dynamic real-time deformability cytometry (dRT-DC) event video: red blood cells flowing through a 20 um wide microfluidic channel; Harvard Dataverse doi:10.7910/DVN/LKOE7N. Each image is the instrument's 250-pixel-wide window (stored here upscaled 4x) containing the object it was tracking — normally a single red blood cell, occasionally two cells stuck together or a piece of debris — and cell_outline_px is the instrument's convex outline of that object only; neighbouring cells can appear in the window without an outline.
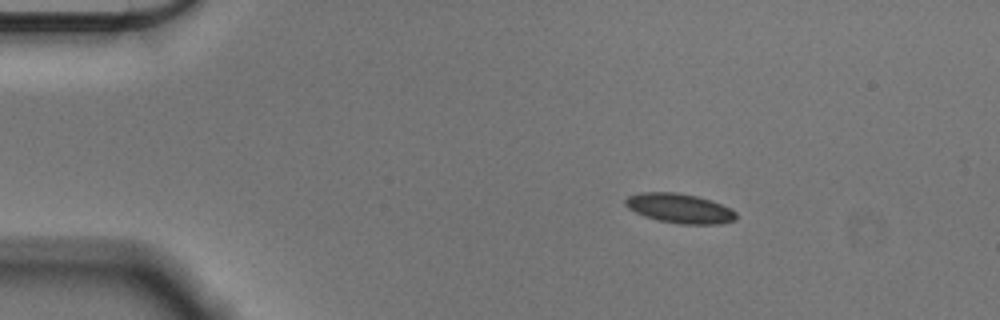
{"species": "Egyptian fruit bat (a non-hibernating species)", "species_latin": "Rousettus aegyptiacus", "temperature_condition": "cold", "stored_images_in_passage": 48, "camera_frame_rate_fps": 3000, "um_per_image_px": 0.085, "animal": {"sex": "male"}, "frame": {"image": 1, "passage_image": 1, "time_ms": 0.0, "image_size_px": [1000, 320], "cell_outline_px": [[736, 220], [720, 224], [680, 224], [656, 220], [644, 216], [628, 208], [624, 204], [624, 200], [628, 196], [640, 192], [676, 192], [696, 196], [712, 200], [736, 212]], "centroid_in_image_um": [57.74, 17.71], "position_along_channel_um": 27.3, "area_um2": 19.13}}
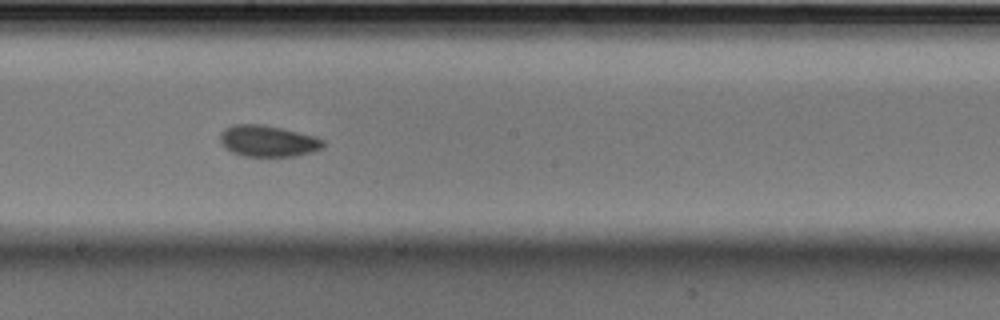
{"frame": {"image": 2, "passage_image": 23, "time_ms": 7.333, "image_size_px": [1000, 320], "cell_outline_px": [[324, 148], [312, 152], [296, 156], [244, 156], [232, 152], [224, 148], [220, 140], [220, 132], [224, 128], [236, 124], [264, 124], [316, 136], [324, 140]], "centroid_in_image_um": [22.78, 11.98], "position_along_channel_um": 225.4, "area_um2": 19.02}}
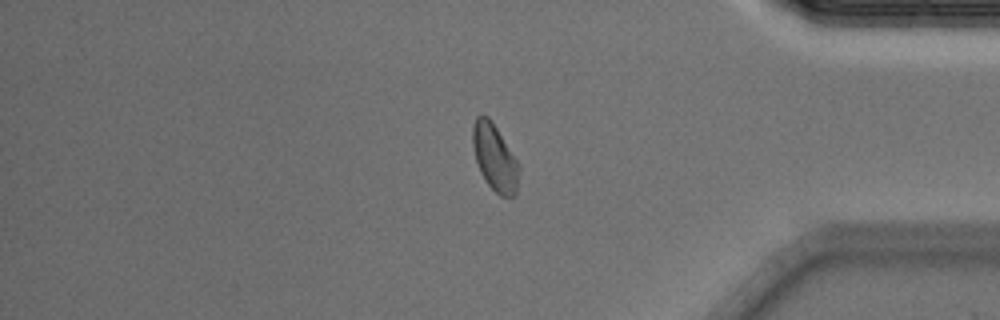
{"frame": {"image": 3, "passage_image": 39, "time_ms": 12.667, "image_size_px": [1000, 320], "cell_outline_px": [[520, 168], [516, 196], [500, 196], [488, 184], [480, 172], [476, 160], [472, 144], [472, 124], [476, 116], [488, 116], [492, 120], [516, 160]], "centroid_in_image_um": [42.04, 13.39], "position_along_channel_um": 393.2, "area_um2": 17.92}, "authors_computed_cell_mechanics": {"area_um2": 18.5249, "velocity_mm_per_s": 3.5608, "shape_relaxation_time_tau1_ms": 3.8975, "shape_relaxation_time_tau2_ms": 2.6337, "deformation_change_tau1": 0.0804, "deformation_change_tau2": 0.0482}}